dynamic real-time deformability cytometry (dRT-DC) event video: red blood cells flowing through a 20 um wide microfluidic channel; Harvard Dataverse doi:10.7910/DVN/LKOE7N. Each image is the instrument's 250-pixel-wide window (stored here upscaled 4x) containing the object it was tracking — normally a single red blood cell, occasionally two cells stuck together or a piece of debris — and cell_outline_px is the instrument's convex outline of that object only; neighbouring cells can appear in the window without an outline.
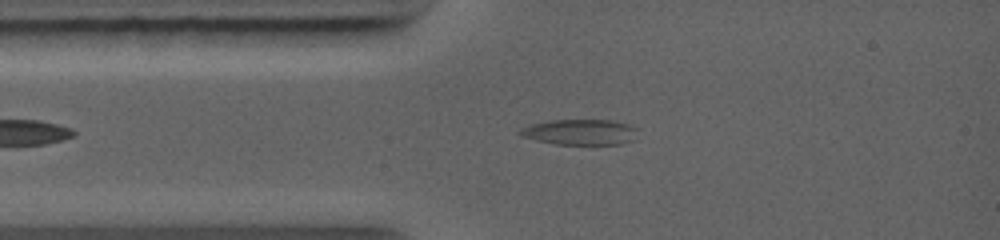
{"species": "common noctule bat (a hibernating species)", "species_latin": "Nyctalus noctula", "temperature_condition": "warm", "stored_images_in_passage": 40, "camera_frame_rate_fps": 5000, "um_per_image_px": 0.085, "animal": {"sex": "female", "body_mass_g": 19.0, "forearm_length_mm": 56.7}, "frame": {"image": 1, "passage_image": 5, "time_ms": 1.6, "image_size_px": [1000, 240], "cell_outline_px": [[636, 140], [620, 144], [556, 144], [536, 140], [520, 136], [516, 132], [528, 124], [552, 120], [612, 120], [628, 124], [636, 128]], "centroid_in_image_um": [49.29, 11.22], "position_along_channel_um": 35.7, "area_um2": 17.69}}
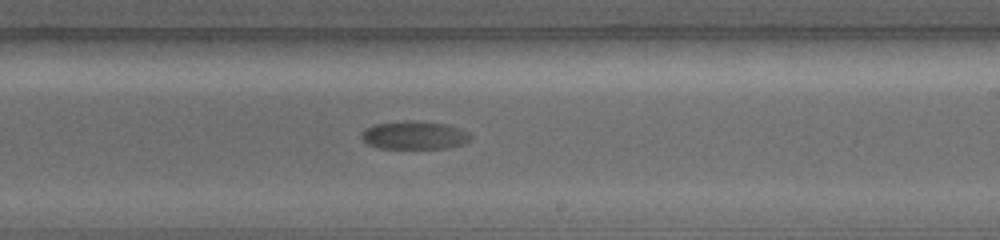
{"frame": {"image": 2, "passage_image": 14, "time_ms": 6.6, "image_size_px": [1000, 240], "cell_outline_px": [[472, 136], [464, 144], [444, 148], [376, 148], [368, 144], [360, 136], [360, 132], [364, 128], [376, 124], [408, 120], [412, 120], [448, 124], [460, 128], [468, 132]], "centroid_in_image_um": [35.2, 11.49], "position_along_channel_um": 253.8, "area_um2": 18.03}}
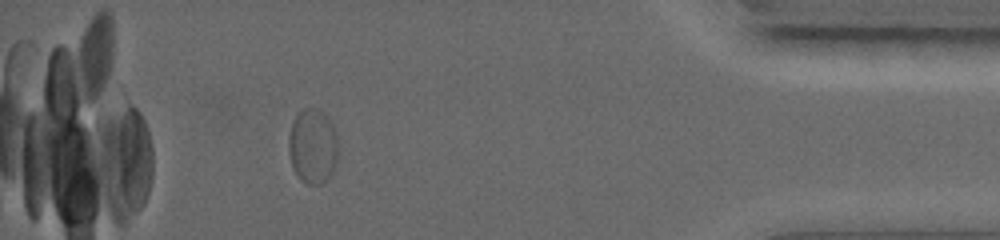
{"frame": {"image": 3, "passage_image": 29, "time_ms": 11.2, "image_size_px": [1000, 240], "cell_outline_px": [[340, 152], [328, 176], [320, 184], [304, 184], [300, 180], [292, 168], [288, 152], [288, 136], [292, 120], [296, 112], [304, 108], [316, 108], [324, 112], [332, 124], [336, 132], [340, 148]], "centroid_in_image_um": [26.56, 12.39], "position_along_channel_um": 408.6, "area_um2": 22.14}}